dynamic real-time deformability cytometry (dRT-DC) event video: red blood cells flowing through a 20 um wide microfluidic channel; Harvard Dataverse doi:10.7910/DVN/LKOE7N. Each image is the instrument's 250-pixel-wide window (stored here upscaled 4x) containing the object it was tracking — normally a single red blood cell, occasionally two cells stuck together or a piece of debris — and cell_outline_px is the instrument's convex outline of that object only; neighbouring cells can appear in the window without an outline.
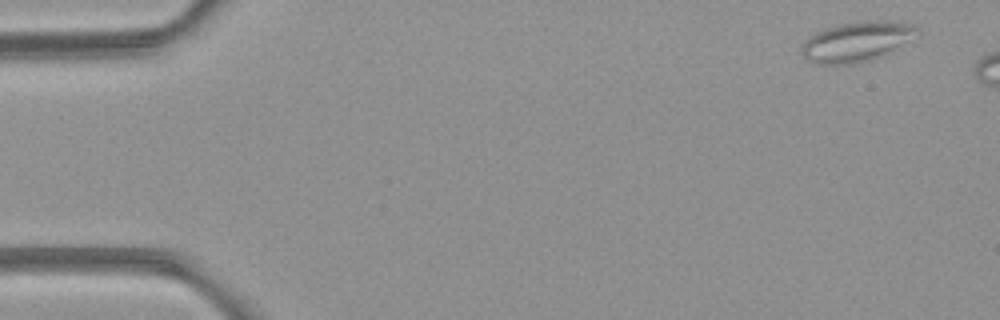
{"species": "common noctule bat (a hibernating species)", "species_latin": "Nyctalus noctula", "temperature_condition": "room temperature", "stored_images_in_passage": 5, "camera_frame_rate_fps": 3000, "um_per_image_px": 0.085, "animal": {"sex": "female", "body_mass_g": 21.9}, "frame": {"image": 1, "passage_image": 1, "time_ms": 0.0, "image_size_px": [1000, 320], "cell_outline_px": [[920, 32], [892, 52], [884, 56], [872, 60], [848, 64], [816, 64], [808, 60], [804, 56], [800, 48], [804, 40], [816, 32], [824, 28], [864, 20], [876, 20], [916, 24], [920, 28]], "centroid_in_image_um": [72.84, 3.54], "position_along_channel_um": 12.2, "area_um2": 27.05}}